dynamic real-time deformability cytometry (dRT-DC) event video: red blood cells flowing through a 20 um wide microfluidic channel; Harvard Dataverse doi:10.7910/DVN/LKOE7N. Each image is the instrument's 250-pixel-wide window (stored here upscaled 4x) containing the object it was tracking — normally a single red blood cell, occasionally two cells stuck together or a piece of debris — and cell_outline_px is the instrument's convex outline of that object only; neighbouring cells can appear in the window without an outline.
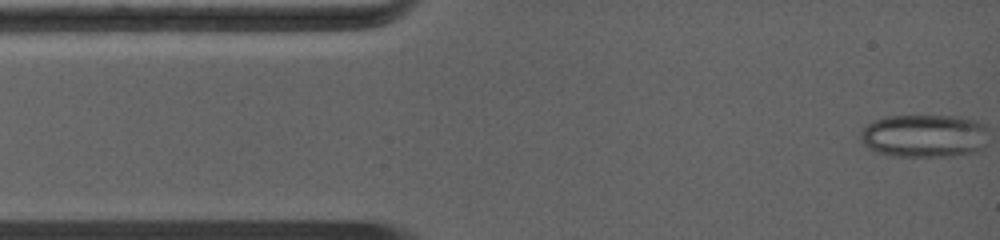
{"species": "common noctule bat (a hibernating species)", "species_latin": "Nyctalus noctula", "temperature_condition": "warm", "stored_images_in_passage": 88, "camera_frame_rate_fps": 5000, "um_per_image_px": 0.085, "animal": {"sex": "female", "body_mass_g": 19.0, "forearm_length_mm": 56.7}, "frame": {"image": 1, "passage_image": 1, "time_ms": 0.0, "image_size_px": [1000, 240], "cell_outline_px": [[984, 152], [972, 156], [892, 156], [868, 152], [864, 136], [864, 128], [880, 120], [896, 116], [928, 116], [952, 120], [968, 124]], "centroid_in_image_um": [78.3, 11.68], "position_along_channel_um": 6.7, "area_um2": 29.07}}
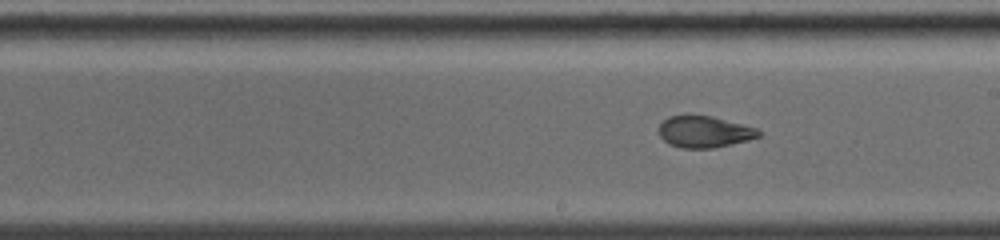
{"frame": {"image": 2, "passage_image": 52, "time_ms": 6.6, "image_size_px": [1000, 240], "cell_outline_px": [[760, 136], [748, 140], [712, 148], [680, 148], [664, 140], [660, 136], [660, 124], [668, 116], [688, 112], [712, 116], [756, 128], [760, 132]], "centroid_in_image_um": [59.83, 11.16], "position_along_channel_um": 229.2, "area_um2": 18.55}}
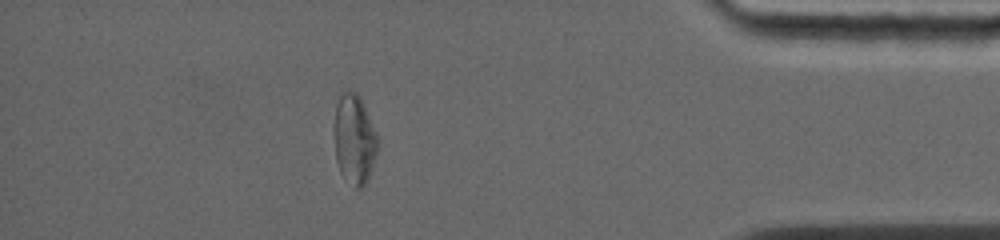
{"frame": {"image": 3, "passage_image": 77, "time_ms": 11.4, "image_size_px": [1000, 240], "cell_outline_px": [[376, 152], [368, 176], [364, 184], [360, 188], [352, 188], [340, 172], [336, 160], [336, 104], [340, 96], [348, 88], [356, 92], [364, 108], [376, 136]], "centroid_in_image_um": [30.09, 11.87], "position_along_channel_um": 405.1, "area_um2": 21.56}, "authors_computed_cell_mechanics": {"area_um2": 21.4149, "velocity_mm_per_s": 4.4928, "shape_relaxation_time_tau1_ms": null, "shape_relaxation_time_tau2_ms": 1.1209, "deformation_change_tau1": null, "deformation_change_tau2": 0.0609}}